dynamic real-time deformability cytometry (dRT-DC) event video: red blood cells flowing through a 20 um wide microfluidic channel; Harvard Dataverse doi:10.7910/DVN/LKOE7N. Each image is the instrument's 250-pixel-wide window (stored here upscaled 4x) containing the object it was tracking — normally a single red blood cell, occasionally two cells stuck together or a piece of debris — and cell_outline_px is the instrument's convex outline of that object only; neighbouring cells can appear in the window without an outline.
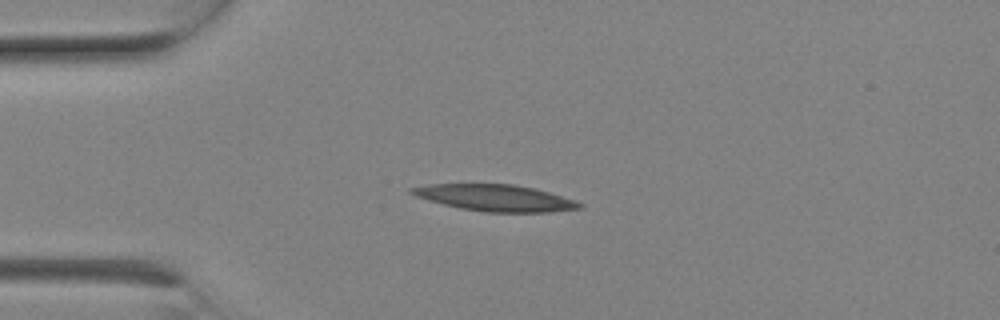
{"species": "Egyptian fruit bat (a non-hibernating species)", "species_latin": "Rousettus aegyptiacus", "temperature_condition": "room temperature", "stored_images_in_passage": 3, "camera_frame_rate_fps": 3000, "um_per_image_px": 0.085, "animal": {"sex": "female"}, "frame": {"image": 1, "passage_image": 2, "time_ms": 0.333, "image_size_px": [1000, 320], "cell_outline_px": [[584, 208], [552, 212], [484, 212], [460, 208], [428, 200], [416, 196], [408, 192], [408, 188], [428, 184], [512, 184], [536, 188], [576, 200], [584, 204]], "centroid_in_image_um": [42.14, 16.82], "position_along_channel_um": 42.9, "area_um2": 26.13}}